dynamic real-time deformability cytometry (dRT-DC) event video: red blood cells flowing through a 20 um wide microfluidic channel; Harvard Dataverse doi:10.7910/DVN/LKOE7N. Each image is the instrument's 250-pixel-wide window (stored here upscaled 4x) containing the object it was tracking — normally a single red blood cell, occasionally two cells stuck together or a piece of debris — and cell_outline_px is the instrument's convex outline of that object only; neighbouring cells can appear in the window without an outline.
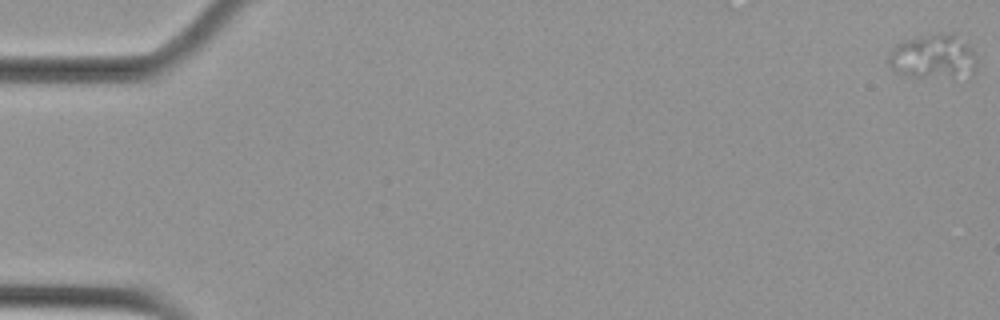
{"species": "Egyptian fruit bat (a non-hibernating species)", "species_latin": "Rousettus aegyptiacus", "temperature_condition": "cold", "stored_images_in_passage": 13, "camera_frame_rate_fps": 3000, "um_per_image_px": 0.085, "animal": {"sex": "female"}, "frame": {"image": 1, "passage_image": 1, "time_ms": 0.0, "image_size_px": [1000, 320], "cell_outline_px": [[976, 72], [952, 80], [904, 76], [896, 72], [888, 64], [888, 52], [896, 44], [904, 40], [940, 32], [956, 32], [972, 48], [976, 56]], "centroid_in_image_um": [79.36, 4.84], "position_along_channel_um": 5.6, "area_um2": 24.04}}